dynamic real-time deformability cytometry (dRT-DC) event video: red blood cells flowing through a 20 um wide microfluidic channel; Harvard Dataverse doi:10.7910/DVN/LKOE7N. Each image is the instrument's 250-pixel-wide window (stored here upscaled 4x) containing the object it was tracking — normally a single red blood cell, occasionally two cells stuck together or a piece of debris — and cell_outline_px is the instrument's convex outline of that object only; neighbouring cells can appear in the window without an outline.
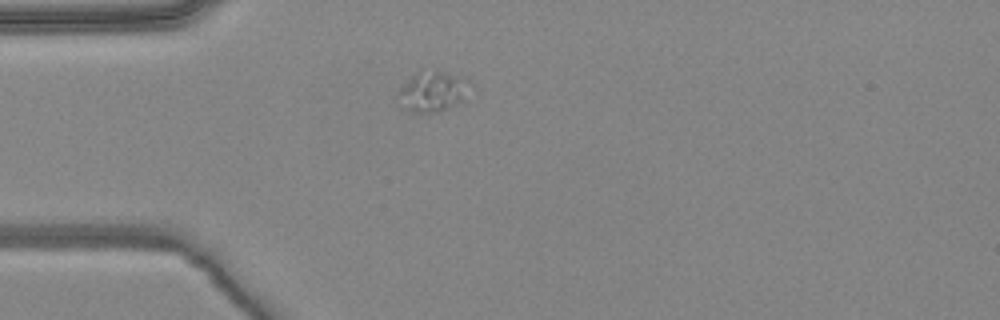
{"species": "common noctule bat (a hibernating species)", "species_latin": "Nyctalus noctula", "temperature_condition": "warm", "stored_images_in_passage": 3, "camera_frame_rate_fps": 3000, "um_per_image_px": 0.085, "animal": {"sex": "female", "body_mass_g": 24.6, "forearm_length_mm": 56.2}, "frame": {"image": 1, "passage_image": 1, "time_ms": 0.0, "image_size_px": [1000, 320], "cell_outline_px": [[476, 88], [456, 104], [448, 108], [436, 112], [408, 112], [400, 92], [412, 76], [420, 68], [444, 72], [464, 76]], "centroid_in_image_um": [36.94, 7.72], "position_along_channel_um": 48.1, "area_um2": 16.7}}